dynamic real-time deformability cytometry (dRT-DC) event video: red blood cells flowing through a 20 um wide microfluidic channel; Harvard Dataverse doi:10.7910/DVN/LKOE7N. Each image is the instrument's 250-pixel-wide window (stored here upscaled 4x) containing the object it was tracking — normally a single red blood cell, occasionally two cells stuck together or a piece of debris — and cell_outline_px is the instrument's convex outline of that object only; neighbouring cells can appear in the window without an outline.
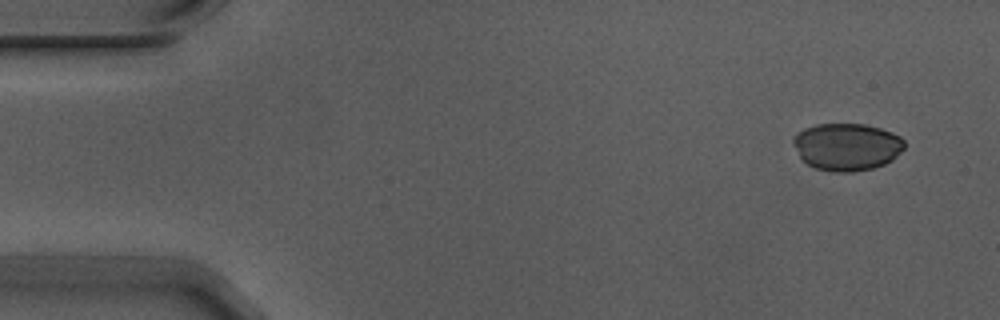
{"species": "Egyptian fruit bat (a non-hibernating species)", "species_latin": "Rousettus aegyptiacus", "temperature_condition": "warm", "stored_images_in_passage": 7, "camera_frame_rate_fps": 3000, "um_per_image_px": 0.085, "animal": {"sex": "male"}, "frame": {"image": 1, "passage_image": 1, "time_ms": 0.0, "image_size_px": [1000, 320], "cell_outline_px": [[904, 148], [892, 160], [884, 164], [872, 168], [852, 172], [836, 172], [816, 168], [808, 164], [800, 156], [792, 144], [792, 140], [804, 128], [816, 124], [864, 124], [880, 128], [892, 132], [900, 136], [904, 140]], "centroid_in_image_um": [71.99, 12.47], "position_along_channel_um": 13.0, "area_um2": 30.52}}
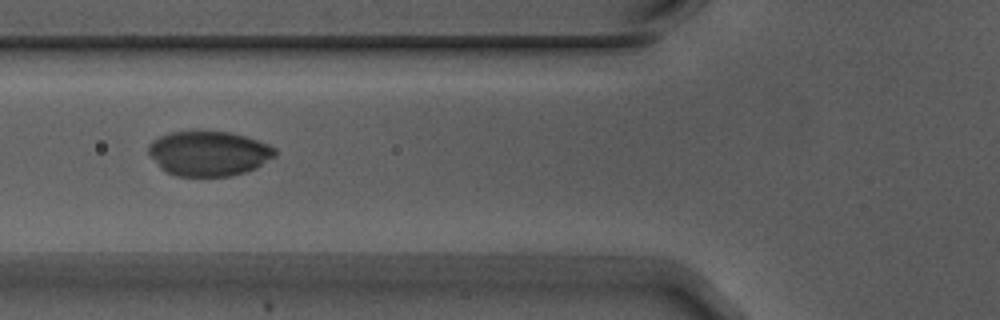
{"frame": {"image": 2, "passage_image": 6, "time_ms": 1.667, "image_size_px": [1000, 320], "cell_outline_px": [[276, 156], [256, 168], [232, 176], [176, 176], [160, 168], [148, 152], [148, 144], [152, 140], [160, 136], [172, 132], [192, 128], [196, 128], [232, 132], [268, 144], [276, 148]], "centroid_in_image_um": [17.73, 13.0], "position_along_channel_um": 108.1, "area_um2": 33.87}}
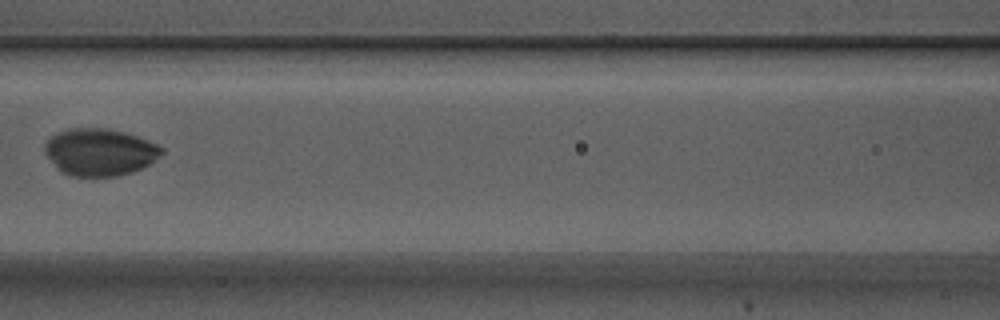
{"frame": {"image": 3, "passage_image": 7, "time_ms": 2.0, "image_size_px": [1000, 320], "cell_outline_px": [[164, 152], [160, 156], [148, 164], [132, 172], [116, 176], [72, 176], [56, 168], [44, 152], [44, 144], [56, 132], [72, 128], [108, 128], [124, 132], [136, 136], [156, 144], [164, 148]], "centroid_in_image_um": [8.46, 12.92], "position_along_channel_um": 158.1, "area_um2": 31.96}}